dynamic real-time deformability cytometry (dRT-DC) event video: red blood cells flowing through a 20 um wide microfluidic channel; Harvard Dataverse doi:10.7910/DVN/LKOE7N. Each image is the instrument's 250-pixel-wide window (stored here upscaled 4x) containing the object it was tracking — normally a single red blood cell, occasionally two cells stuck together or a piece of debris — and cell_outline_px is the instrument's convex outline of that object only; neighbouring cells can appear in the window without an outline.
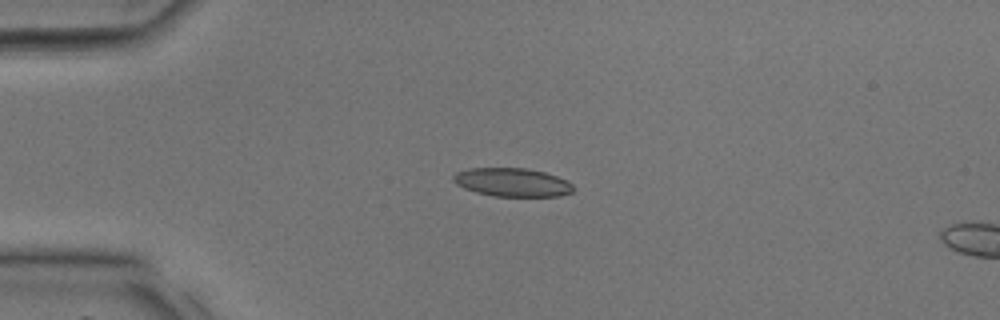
{"species": "common noctule bat (a hibernating species)", "species_latin": "Nyctalus noctula", "temperature_condition": "room temperature", "stored_images_in_passage": 13, "camera_frame_rate_fps": 3000, "um_per_image_px": 0.085, "animal": {"sex": "male", "body_mass_g": 17.9, "forearm_length_mm": 54.2}, "frame": {"image": 1, "passage_image": 10, "time_ms": 3.0, "image_size_px": [1000, 320], "cell_outline_px": [[572, 192], [560, 196], [492, 196], [476, 192], [464, 188], [456, 184], [452, 180], [452, 176], [456, 172], [468, 168], [524, 168], [544, 172], [568, 180], [572, 184]], "centroid_in_image_um": [43.51, 15.49], "position_along_channel_um": 41.5, "area_um2": 19.94}}